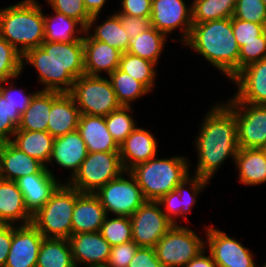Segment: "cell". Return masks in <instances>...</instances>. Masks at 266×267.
<instances>
[{"label": "cell", "mask_w": 266, "mask_h": 267, "mask_svg": "<svg viewBox=\"0 0 266 267\" xmlns=\"http://www.w3.org/2000/svg\"><path fill=\"white\" fill-rule=\"evenodd\" d=\"M196 136L197 167L193 175L211 180L228 157L235 161L239 150L235 114L223 103L206 113Z\"/></svg>", "instance_id": "6da1fadb"}, {"label": "cell", "mask_w": 266, "mask_h": 267, "mask_svg": "<svg viewBox=\"0 0 266 267\" xmlns=\"http://www.w3.org/2000/svg\"><path fill=\"white\" fill-rule=\"evenodd\" d=\"M38 72L41 91L69 93L75 80L85 74L83 39L73 42L44 41L40 47L28 50L22 58Z\"/></svg>", "instance_id": "7a4b0ae2"}, {"label": "cell", "mask_w": 266, "mask_h": 267, "mask_svg": "<svg viewBox=\"0 0 266 267\" xmlns=\"http://www.w3.org/2000/svg\"><path fill=\"white\" fill-rule=\"evenodd\" d=\"M231 80L239 72L240 47L231 18L193 24L184 43Z\"/></svg>", "instance_id": "3957f363"}, {"label": "cell", "mask_w": 266, "mask_h": 267, "mask_svg": "<svg viewBox=\"0 0 266 267\" xmlns=\"http://www.w3.org/2000/svg\"><path fill=\"white\" fill-rule=\"evenodd\" d=\"M0 36L24 55L44 42V12L37 0L0 9ZM19 45V46H18Z\"/></svg>", "instance_id": "277c9868"}, {"label": "cell", "mask_w": 266, "mask_h": 267, "mask_svg": "<svg viewBox=\"0 0 266 267\" xmlns=\"http://www.w3.org/2000/svg\"><path fill=\"white\" fill-rule=\"evenodd\" d=\"M185 156L157 158L138 164L129 172L135 177L146 201H159L190 175Z\"/></svg>", "instance_id": "5b68a950"}, {"label": "cell", "mask_w": 266, "mask_h": 267, "mask_svg": "<svg viewBox=\"0 0 266 267\" xmlns=\"http://www.w3.org/2000/svg\"><path fill=\"white\" fill-rule=\"evenodd\" d=\"M75 202L76 189L61 181L50 199L32 215L31 224L44 238L69 239Z\"/></svg>", "instance_id": "8992f818"}, {"label": "cell", "mask_w": 266, "mask_h": 267, "mask_svg": "<svg viewBox=\"0 0 266 267\" xmlns=\"http://www.w3.org/2000/svg\"><path fill=\"white\" fill-rule=\"evenodd\" d=\"M123 172L119 152H88L79 170L66 182L80 193L94 194Z\"/></svg>", "instance_id": "52a82bcc"}, {"label": "cell", "mask_w": 266, "mask_h": 267, "mask_svg": "<svg viewBox=\"0 0 266 267\" xmlns=\"http://www.w3.org/2000/svg\"><path fill=\"white\" fill-rule=\"evenodd\" d=\"M81 114L107 116L121 107L109 79L81 75L69 92Z\"/></svg>", "instance_id": "ba28073f"}, {"label": "cell", "mask_w": 266, "mask_h": 267, "mask_svg": "<svg viewBox=\"0 0 266 267\" xmlns=\"http://www.w3.org/2000/svg\"><path fill=\"white\" fill-rule=\"evenodd\" d=\"M206 241L192 228L181 225L173 227L154 247L157 259L164 267H184L206 249Z\"/></svg>", "instance_id": "9c48e42d"}, {"label": "cell", "mask_w": 266, "mask_h": 267, "mask_svg": "<svg viewBox=\"0 0 266 267\" xmlns=\"http://www.w3.org/2000/svg\"><path fill=\"white\" fill-rule=\"evenodd\" d=\"M94 194L100 200L107 215L111 213L115 214L114 216L131 217L146 202L135 177L129 171L123 172Z\"/></svg>", "instance_id": "30bf717a"}, {"label": "cell", "mask_w": 266, "mask_h": 267, "mask_svg": "<svg viewBox=\"0 0 266 267\" xmlns=\"http://www.w3.org/2000/svg\"><path fill=\"white\" fill-rule=\"evenodd\" d=\"M132 241L139 247H152L173 227L158 201H146L130 217Z\"/></svg>", "instance_id": "8fae6325"}, {"label": "cell", "mask_w": 266, "mask_h": 267, "mask_svg": "<svg viewBox=\"0 0 266 267\" xmlns=\"http://www.w3.org/2000/svg\"><path fill=\"white\" fill-rule=\"evenodd\" d=\"M224 104L235 114L239 148H262L266 144V105Z\"/></svg>", "instance_id": "7c38bea8"}, {"label": "cell", "mask_w": 266, "mask_h": 267, "mask_svg": "<svg viewBox=\"0 0 266 267\" xmlns=\"http://www.w3.org/2000/svg\"><path fill=\"white\" fill-rule=\"evenodd\" d=\"M206 228V250L209 251L217 267H256L254 254L240 241L214 227ZM209 248V249H207Z\"/></svg>", "instance_id": "4fadbf2b"}, {"label": "cell", "mask_w": 266, "mask_h": 267, "mask_svg": "<svg viewBox=\"0 0 266 267\" xmlns=\"http://www.w3.org/2000/svg\"><path fill=\"white\" fill-rule=\"evenodd\" d=\"M151 25L164 35H169L180 27L185 43L192 28V5L187 7L185 0H155L151 4Z\"/></svg>", "instance_id": "5bb4252c"}, {"label": "cell", "mask_w": 266, "mask_h": 267, "mask_svg": "<svg viewBox=\"0 0 266 267\" xmlns=\"http://www.w3.org/2000/svg\"><path fill=\"white\" fill-rule=\"evenodd\" d=\"M44 236L32 225H12V242L4 267H36Z\"/></svg>", "instance_id": "9a60e30c"}, {"label": "cell", "mask_w": 266, "mask_h": 267, "mask_svg": "<svg viewBox=\"0 0 266 267\" xmlns=\"http://www.w3.org/2000/svg\"><path fill=\"white\" fill-rule=\"evenodd\" d=\"M237 92L226 102L266 105V57L240 70L231 80Z\"/></svg>", "instance_id": "2e32d148"}, {"label": "cell", "mask_w": 266, "mask_h": 267, "mask_svg": "<svg viewBox=\"0 0 266 267\" xmlns=\"http://www.w3.org/2000/svg\"><path fill=\"white\" fill-rule=\"evenodd\" d=\"M75 267H105L111 246L100 232L76 233L69 237Z\"/></svg>", "instance_id": "e0dca14e"}, {"label": "cell", "mask_w": 266, "mask_h": 267, "mask_svg": "<svg viewBox=\"0 0 266 267\" xmlns=\"http://www.w3.org/2000/svg\"><path fill=\"white\" fill-rule=\"evenodd\" d=\"M48 166L38 174H30L16 180L17 185L24 196L26 209L33 215L51 197L52 193L61 184V179H56Z\"/></svg>", "instance_id": "ac0fdd59"}, {"label": "cell", "mask_w": 266, "mask_h": 267, "mask_svg": "<svg viewBox=\"0 0 266 267\" xmlns=\"http://www.w3.org/2000/svg\"><path fill=\"white\" fill-rule=\"evenodd\" d=\"M85 75L100 76L113 73L120 64L122 52L107 43L93 39L88 32L83 38Z\"/></svg>", "instance_id": "d6986e66"}, {"label": "cell", "mask_w": 266, "mask_h": 267, "mask_svg": "<svg viewBox=\"0 0 266 267\" xmlns=\"http://www.w3.org/2000/svg\"><path fill=\"white\" fill-rule=\"evenodd\" d=\"M150 130L136 127L119 145V154L123 169L130 171L138 164L157 156L158 143Z\"/></svg>", "instance_id": "ffe728a7"}, {"label": "cell", "mask_w": 266, "mask_h": 267, "mask_svg": "<svg viewBox=\"0 0 266 267\" xmlns=\"http://www.w3.org/2000/svg\"><path fill=\"white\" fill-rule=\"evenodd\" d=\"M81 113L69 93L51 91V111L47 131L59 137L77 130Z\"/></svg>", "instance_id": "44dd1931"}, {"label": "cell", "mask_w": 266, "mask_h": 267, "mask_svg": "<svg viewBox=\"0 0 266 267\" xmlns=\"http://www.w3.org/2000/svg\"><path fill=\"white\" fill-rule=\"evenodd\" d=\"M107 213L93 193L76 190V202L72 213V234L99 232Z\"/></svg>", "instance_id": "7402d4cb"}, {"label": "cell", "mask_w": 266, "mask_h": 267, "mask_svg": "<svg viewBox=\"0 0 266 267\" xmlns=\"http://www.w3.org/2000/svg\"><path fill=\"white\" fill-rule=\"evenodd\" d=\"M44 167L10 141L0 143V179L16 181L20 177L38 174Z\"/></svg>", "instance_id": "603a6c76"}, {"label": "cell", "mask_w": 266, "mask_h": 267, "mask_svg": "<svg viewBox=\"0 0 266 267\" xmlns=\"http://www.w3.org/2000/svg\"><path fill=\"white\" fill-rule=\"evenodd\" d=\"M87 155L86 144L75 130L54 139L49 163L52 165L55 161L58 166L71 170L70 178H72Z\"/></svg>", "instance_id": "cb8c5ba5"}, {"label": "cell", "mask_w": 266, "mask_h": 267, "mask_svg": "<svg viewBox=\"0 0 266 267\" xmlns=\"http://www.w3.org/2000/svg\"><path fill=\"white\" fill-rule=\"evenodd\" d=\"M31 222L32 215L26 209L17 182L0 179V224L28 225Z\"/></svg>", "instance_id": "d4e9b609"}, {"label": "cell", "mask_w": 266, "mask_h": 267, "mask_svg": "<svg viewBox=\"0 0 266 267\" xmlns=\"http://www.w3.org/2000/svg\"><path fill=\"white\" fill-rule=\"evenodd\" d=\"M77 131L88 152H119V145L106 126L105 116L81 114Z\"/></svg>", "instance_id": "484cf974"}, {"label": "cell", "mask_w": 266, "mask_h": 267, "mask_svg": "<svg viewBox=\"0 0 266 267\" xmlns=\"http://www.w3.org/2000/svg\"><path fill=\"white\" fill-rule=\"evenodd\" d=\"M235 166L238 181L247 186L266 183V156L259 148H239Z\"/></svg>", "instance_id": "4316f807"}, {"label": "cell", "mask_w": 266, "mask_h": 267, "mask_svg": "<svg viewBox=\"0 0 266 267\" xmlns=\"http://www.w3.org/2000/svg\"><path fill=\"white\" fill-rule=\"evenodd\" d=\"M54 139L48 131L17 130L10 142L47 167L50 162Z\"/></svg>", "instance_id": "83f0119b"}, {"label": "cell", "mask_w": 266, "mask_h": 267, "mask_svg": "<svg viewBox=\"0 0 266 267\" xmlns=\"http://www.w3.org/2000/svg\"><path fill=\"white\" fill-rule=\"evenodd\" d=\"M98 18L99 14L90 18L86 32H88L93 39L107 43L111 47L118 49L120 52L126 53L129 48L130 37L126 30L121 26L120 15L115 12L107 17L104 22L94 26ZM93 27H95L94 30L92 29Z\"/></svg>", "instance_id": "f1b7e54d"}, {"label": "cell", "mask_w": 266, "mask_h": 267, "mask_svg": "<svg viewBox=\"0 0 266 267\" xmlns=\"http://www.w3.org/2000/svg\"><path fill=\"white\" fill-rule=\"evenodd\" d=\"M54 12L55 16L44 15V41L73 42L84 38L86 28L79 21Z\"/></svg>", "instance_id": "f546056e"}, {"label": "cell", "mask_w": 266, "mask_h": 267, "mask_svg": "<svg viewBox=\"0 0 266 267\" xmlns=\"http://www.w3.org/2000/svg\"><path fill=\"white\" fill-rule=\"evenodd\" d=\"M50 111L51 91L39 90L29 107L21 115L17 130L47 131Z\"/></svg>", "instance_id": "4dcf8cb0"}, {"label": "cell", "mask_w": 266, "mask_h": 267, "mask_svg": "<svg viewBox=\"0 0 266 267\" xmlns=\"http://www.w3.org/2000/svg\"><path fill=\"white\" fill-rule=\"evenodd\" d=\"M36 267H75L69 239L44 238Z\"/></svg>", "instance_id": "1f68e13d"}, {"label": "cell", "mask_w": 266, "mask_h": 267, "mask_svg": "<svg viewBox=\"0 0 266 267\" xmlns=\"http://www.w3.org/2000/svg\"><path fill=\"white\" fill-rule=\"evenodd\" d=\"M167 37L156 28L151 27L135 38H130L128 53L152 61L157 65Z\"/></svg>", "instance_id": "d6a6232c"}, {"label": "cell", "mask_w": 266, "mask_h": 267, "mask_svg": "<svg viewBox=\"0 0 266 267\" xmlns=\"http://www.w3.org/2000/svg\"><path fill=\"white\" fill-rule=\"evenodd\" d=\"M121 106H131L136 99L151 91L141 82L122 71L119 67L107 76Z\"/></svg>", "instance_id": "836d02e7"}, {"label": "cell", "mask_w": 266, "mask_h": 267, "mask_svg": "<svg viewBox=\"0 0 266 267\" xmlns=\"http://www.w3.org/2000/svg\"><path fill=\"white\" fill-rule=\"evenodd\" d=\"M192 24L231 18L236 0H193Z\"/></svg>", "instance_id": "e575fe53"}, {"label": "cell", "mask_w": 266, "mask_h": 267, "mask_svg": "<svg viewBox=\"0 0 266 267\" xmlns=\"http://www.w3.org/2000/svg\"><path fill=\"white\" fill-rule=\"evenodd\" d=\"M155 65L150 60L126 52L121 55L119 68L152 92L157 75Z\"/></svg>", "instance_id": "d590c367"}, {"label": "cell", "mask_w": 266, "mask_h": 267, "mask_svg": "<svg viewBox=\"0 0 266 267\" xmlns=\"http://www.w3.org/2000/svg\"><path fill=\"white\" fill-rule=\"evenodd\" d=\"M132 106H121L105 116V123L113 139L120 145L138 126L131 113Z\"/></svg>", "instance_id": "8d00e7d4"}, {"label": "cell", "mask_w": 266, "mask_h": 267, "mask_svg": "<svg viewBox=\"0 0 266 267\" xmlns=\"http://www.w3.org/2000/svg\"><path fill=\"white\" fill-rule=\"evenodd\" d=\"M110 246L132 241V224L128 216H106L99 231Z\"/></svg>", "instance_id": "74e56055"}, {"label": "cell", "mask_w": 266, "mask_h": 267, "mask_svg": "<svg viewBox=\"0 0 266 267\" xmlns=\"http://www.w3.org/2000/svg\"><path fill=\"white\" fill-rule=\"evenodd\" d=\"M22 58L23 55L0 36V82L20 77Z\"/></svg>", "instance_id": "f35d334b"}, {"label": "cell", "mask_w": 266, "mask_h": 267, "mask_svg": "<svg viewBox=\"0 0 266 267\" xmlns=\"http://www.w3.org/2000/svg\"><path fill=\"white\" fill-rule=\"evenodd\" d=\"M190 176L191 175L185 178L176 187L181 199V216H183L185 220L188 218L186 214L189 212L191 213V209H193L195 202H197L196 200L198 195L201 193L202 189L205 188V186L207 187V184L210 182L209 180L196 175H192V178Z\"/></svg>", "instance_id": "ab89813d"}, {"label": "cell", "mask_w": 266, "mask_h": 267, "mask_svg": "<svg viewBox=\"0 0 266 267\" xmlns=\"http://www.w3.org/2000/svg\"><path fill=\"white\" fill-rule=\"evenodd\" d=\"M20 121L21 115L0 93V143L11 141Z\"/></svg>", "instance_id": "60d3db41"}, {"label": "cell", "mask_w": 266, "mask_h": 267, "mask_svg": "<svg viewBox=\"0 0 266 267\" xmlns=\"http://www.w3.org/2000/svg\"><path fill=\"white\" fill-rule=\"evenodd\" d=\"M53 11L79 21L87 28L92 17L86 10L83 0H46Z\"/></svg>", "instance_id": "b9f144b4"}, {"label": "cell", "mask_w": 266, "mask_h": 267, "mask_svg": "<svg viewBox=\"0 0 266 267\" xmlns=\"http://www.w3.org/2000/svg\"><path fill=\"white\" fill-rule=\"evenodd\" d=\"M232 17L264 25L266 5L262 0H236Z\"/></svg>", "instance_id": "7bdbcfd3"}, {"label": "cell", "mask_w": 266, "mask_h": 267, "mask_svg": "<svg viewBox=\"0 0 266 267\" xmlns=\"http://www.w3.org/2000/svg\"><path fill=\"white\" fill-rule=\"evenodd\" d=\"M15 78L8 79L7 81L0 82V93L4 96L6 101L9 102V104L14 108V110H17L20 115H22L26 109L31 104L32 99L34 96L39 92L38 90L33 93L26 94L24 90L16 89L14 87L13 81ZM12 83H11V82ZM9 84V86H6L5 84ZM5 87H4V85Z\"/></svg>", "instance_id": "ee69618b"}, {"label": "cell", "mask_w": 266, "mask_h": 267, "mask_svg": "<svg viewBox=\"0 0 266 267\" xmlns=\"http://www.w3.org/2000/svg\"><path fill=\"white\" fill-rule=\"evenodd\" d=\"M231 21L234 37L240 48L248 42L260 41V35L263 33L262 24L240 20L235 17H231Z\"/></svg>", "instance_id": "f6af8a7d"}, {"label": "cell", "mask_w": 266, "mask_h": 267, "mask_svg": "<svg viewBox=\"0 0 266 267\" xmlns=\"http://www.w3.org/2000/svg\"><path fill=\"white\" fill-rule=\"evenodd\" d=\"M266 57V36L260 35V41H251L240 48L239 71L246 66L259 62Z\"/></svg>", "instance_id": "bcb514c9"}, {"label": "cell", "mask_w": 266, "mask_h": 267, "mask_svg": "<svg viewBox=\"0 0 266 267\" xmlns=\"http://www.w3.org/2000/svg\"><path fill=\"white\" fill-rule=\"evenodd\" d=\"M138 248L139 246L134 241L112 246L105 267H128Z\"/></svg>", "instance_id": "7dc6e473"}, {"label": "cell", "mask_w": 266, "mask_h": 267, "mask_svg": "<svg viewBox=\"0 0 266 267\" xmlns=\"http://www.w3.org/2000/svg\"><path fill=\"white\" fill-rule=\"evenodd\" d=\"M122 10H118L119 15L135 16L141 18H150L151 4L150 0H120Z\"/></svg>", "instance_id": "c3c4849f"}, {"label": "cell", "mask_w": 266, "mask_h": 267, "mask_svg": "<svg viewBox=\"0 0 266 267\" xmlns=\"http://www.w3.org/2000/svg\"><path fill=\"white\" fill-rule=\"evenodd\" d=\"M158 202L163 206L162 210L167 218L174 225H179L177 218L181 216V199L177 190L165 194Z\"/></svg>", "instance_id": "681fc988"}, {"label": "cell", "mask_w": 266, "mask_h": 267, "mask_svg": "<svg viewBox=\"0 0 266 267\" xmlns=\"http://www.w3.org/2000/svg\"><path fill=\"white\" fill-rule=\"evenodd\" d=\"M120 22L130 38H135L152 27L150 18L120 15Z\"/></svg>", "instance_id": "f907efd6"}, {"label": "cell", "mask_w": 266, "mask_h": 267, "mask_svg": "<svg viewBox=\"0 0 266 267\" xmlns=\"http://www.w3.org/2000/svg\"><path fill=\"white\" fill-rule=\"evenodd\" d=\"M128 267H164L152 247H139Z\"/></svg>", "instance_id": "816d5d0a"}, {"label": "cell", "mask_w": 266, "mask_h": 267, "mask_svg": "<svg viewBox=\"0 0 266 267\" xmlns=\"http://www.w3.org/2000/svg\"><path fill=\"white\" fill-rule=\"evenodd\" d=\"M12 242V224H0V267H4Z\"/></svg>", "instance_id": "f5cc1de1"}, {"label": "cell", "mask_w": 266, "mask_h": 267, "mask_svg": "<svg viewBox=\"0 0 266 267\" xmlns=\"http://www.w3.org/2000/svg\"><path fill=\"white\" fill-rule=\"evenodd\" d=\"M206 250L202 251L198 256L194 257L184 267H217V264L212 259V256L206 255Z\"/></svg>", "instance_id": "db71d44e"}, {"label": "cell", "mask_w": 266, "mask_h": 267, "mask_svg": "<svg viewBox=\"0 0 266 267\" xmlns=\"http://www.w3.org/2000/svg\"><path fill=\"white\" fill-rule=\"evenodd\" d=\"M107 0H83L87 12L91 15L100 14Z\"/></svg>", "instance_id": "11a10c76"}, {"label": "cell", "mask_w": 266, "mask_h": 267, "mask_svg": "<svg viewBox=\"0 0 266 267\" xmlns=\"http://www.w3.org/2000/svg\"><path fill=\"white\" fill-rule=\"evenodd\" d=\"M263 32H264V34L266 36V20H265L264 25H263Z\"/></svg>", "instance_id": "9f6ffc18"}, {"label": "cell", "mask_w": 266, "mask_h": 267, "mask_svg": "<svg viewBox=\"0 0 266 267\" xmlns=\"http://www.w3.org/2000/svg\"><path fill=\"white\" fill-rule=\"evenodd\" d=\"M260 149L264 152V154L266 156V144L262 148H260Z\"/></svg>", "instance_id": "6f0895ef"}]
</instances>
